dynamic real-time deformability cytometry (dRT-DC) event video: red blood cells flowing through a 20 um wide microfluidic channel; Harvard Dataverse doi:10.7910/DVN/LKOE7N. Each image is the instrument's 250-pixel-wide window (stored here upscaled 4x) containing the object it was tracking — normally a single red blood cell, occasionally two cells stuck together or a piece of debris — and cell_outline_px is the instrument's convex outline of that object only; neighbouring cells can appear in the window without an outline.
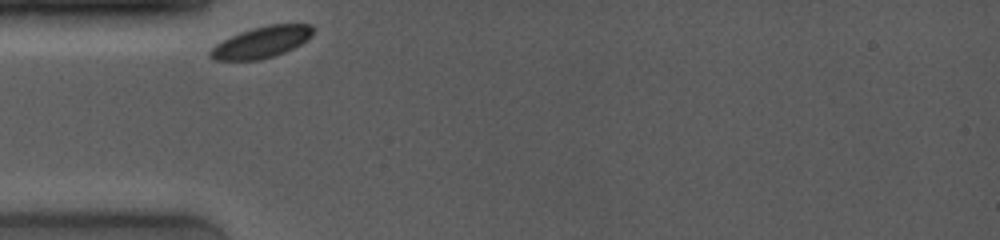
{"species": "common noctule bat (a hibernating species)", "species_latin": "Nyctalus noctula", "temperature_condition": "room temperature", "stored_images_in_passage": 25, "camera_frame_rate_fps": 4000, "um_per_image_px": 0.085, "animal": {"sex": "female", "body_mass_g": 19.0, "forearm_length_mm": 53.3}, "frame": {"image": 1, "passage_image": 1, "time_ms": 0.0, "image_size_px": [1000, 240], "cell_outline_px": [[312, 36], [308, 40], [284, 52], [260, 60], [212, 60], [208, 56], [208, 52], [216, 44], [240, 32], [252, 28], [268, 24], [312, 24]], "centroid_in_image_um": [22.22, 3.59], "position_along_channel_um": 62.8, "area_um2": 18.67}}
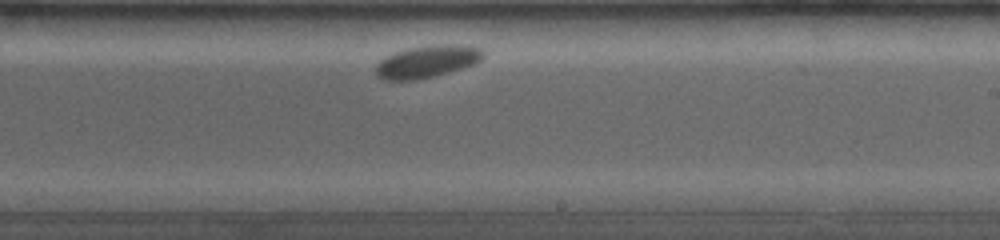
{"frame": {"image": 2, "passage_image": 17, "time_ms": 5.5, "image_size_px": [1000, 240], "cell_outline_px": [[484, 56], [480, 60], [472, 64], [436, 76], [416, 80], [384, 80], [376, 76], [376, 64], [380, 60], [396, 52], [408, 48], [432, 44], [456, 44], [480, 48], [484, 52]], "centroid_in_image_um": [36.28, 5.23], "position_along_channel_um": 252.7, "area_um2": 20.11}}
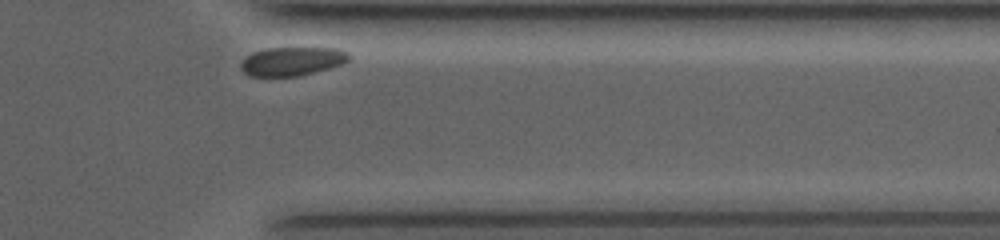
{"frame": {"image": 3, "passage_image": 25, "time_ms": 9.25, "image_size_px": [1000, 240], "cell_outline_px": [[352, 56], [348, 60], [340, 64], [316, 72], [300, 76], [248, 76], [240, 68], [240, 64], [252, 52], [264, 48], [336, 48], [348, 52]], "centroid_in_image_um": [24.82, 5.21], "position_along_channel_um": 386.6, "area_um2": 18.09}}